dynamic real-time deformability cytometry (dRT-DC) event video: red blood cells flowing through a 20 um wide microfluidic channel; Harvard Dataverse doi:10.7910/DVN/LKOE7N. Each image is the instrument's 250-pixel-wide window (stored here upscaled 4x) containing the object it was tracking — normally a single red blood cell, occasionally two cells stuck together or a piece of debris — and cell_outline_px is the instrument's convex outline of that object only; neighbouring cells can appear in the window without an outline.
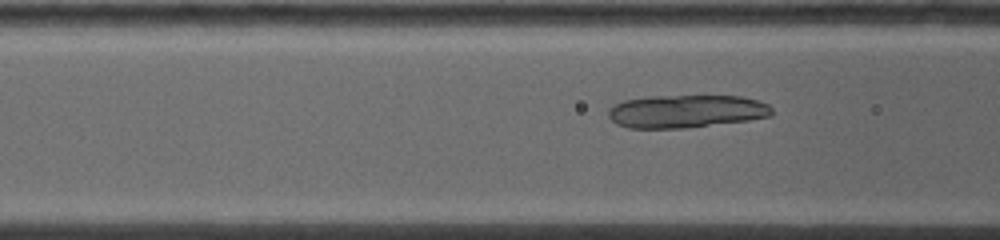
{"species": "common noctule bat (a hibernating species)", "species_latin": "Nyctalus noctula", "temperature_condition": "warm", "stored_images_in_passage": 57, "camera_frame_rate_fps": 5000, "um_per_image_px": 0.085, "animal": {"sex": "female", "body_mass_g": 19.0, "forearm_length_mm": 53.3}, "frame": {"image": 1, "passage_image": 7, "time_ms": 1.0, "image_size_px": [1000, 240], "cell_outline_px": [[772, 116], [748, 120], [684, 128], [628, 128], [616, 124], [608, 116], [608, 112], [616, 104], [624, 100], [648, 96], [744, 96], [768, 104], [772, 108]], "centroid_in_image_um": [58.34, 9.46], "position_along_channel_um": 108.3, "area_um2": 31.33}}
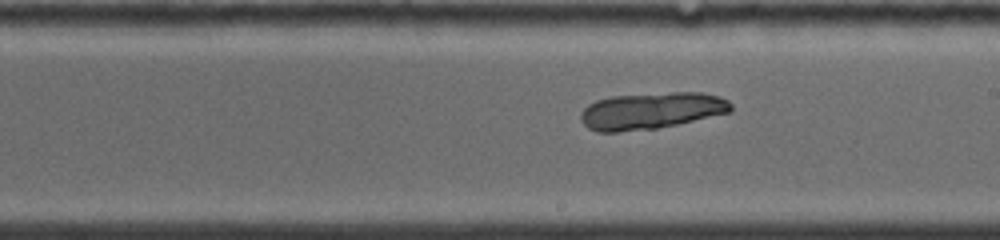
{"frame": {"image": 2, "passage_image": 26, "time_ms": 4.2, "image_size_px": [1000, 240], "cell_outline_px": [[732, 112], [676, 124], [656, 128], [616, 132], [596, 132], [588, 128], [580, 120], [580, 112], [588, 104], [596, 100], [612, 96], [672, 92], [704, 92], [720, 96], [728, 100], [732, 104]], "centroid_in_image_um": [55.36, 9.4], "position_along_channel_um": 233.6, "area_um2": 32.31}}
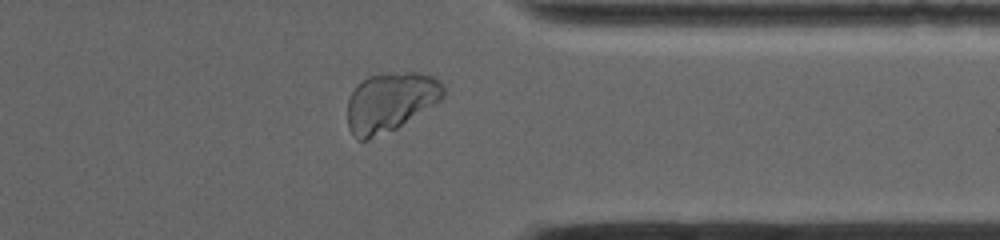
{"frame": {"image": 3, "passage_image": 49, "time_ms": 8.0, "image_size_px": [1000, 240], "cell_outline_px": [[444, 96], [440, 100], [396, 128], [368, 140], [356, 140], [352, 136], [348, 128], [348, 100], [352, 92], [368, 76], [380, 72], [416, 72], [432, 76], [440, 80], [444, 88]], "centroid_in_image_um": [33.16, 8.66], "position_along_channel_um": 378.2, "area_um2": 33.0}}